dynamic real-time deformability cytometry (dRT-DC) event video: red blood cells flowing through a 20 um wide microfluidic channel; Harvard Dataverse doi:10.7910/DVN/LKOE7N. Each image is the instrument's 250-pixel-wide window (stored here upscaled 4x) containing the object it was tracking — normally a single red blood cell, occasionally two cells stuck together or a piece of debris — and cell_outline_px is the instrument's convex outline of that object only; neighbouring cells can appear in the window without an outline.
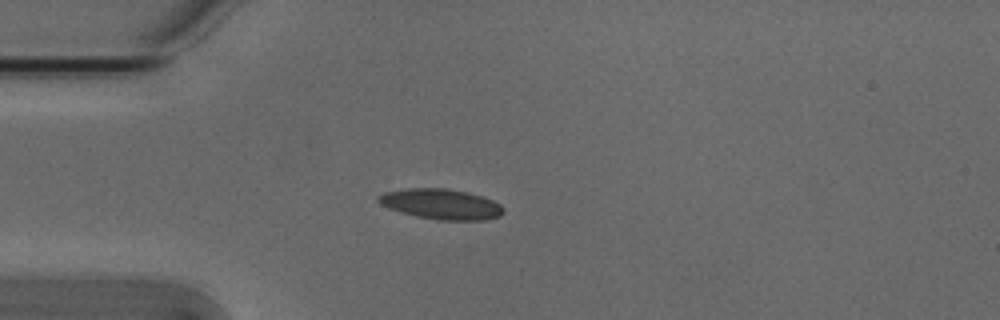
{"species": "Egyptian fruit bat (a non-hibernating species)", "species_latin": "Rousettus aegyptiacus", "temperature_condition": "cold", "stored_images_in_passage": 1, "camera_frame_rate_fps": 3000, "um_per_image_px": 0.085, "animal": {"sex": "male"}, "frame": {"image": 1, "passage_image": 1, "time_ms": 0.0, "image_size_px": [1000, 320], "cell_outline_px": [[504, 212], [500, 216], [484, 220], [440, 220], [416, 216], [400, 212], [388, 208], [380, 204], [376, 200], [376, 196], [384, 192], [408, 188], [444, 188], [468, 192], [492, 200], [500, 204], [504, 208]], "centroid_in_image_um": [37.47, 17.35], "position_along_channel_um": 47.5, "area_um2": 22.2}}